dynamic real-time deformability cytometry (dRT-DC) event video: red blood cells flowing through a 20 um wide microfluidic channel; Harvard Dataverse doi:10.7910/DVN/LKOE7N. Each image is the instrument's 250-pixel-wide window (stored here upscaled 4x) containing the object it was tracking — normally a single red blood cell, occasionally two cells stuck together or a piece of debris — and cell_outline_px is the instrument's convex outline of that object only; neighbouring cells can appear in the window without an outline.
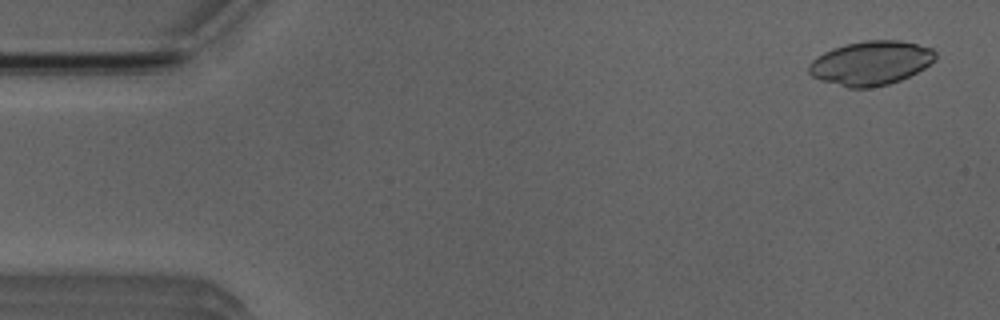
{"species": "Egyptian fruit bat (a non-hibernating species)", "species_latin": "Rousettus aegyptiacus", "temperature_condition": "room temperature", "stored_images_in_passage": 4, "camera_frame_rate_fps": 3000, "um_per_image_px": 0.085, "animal": {"sex": "male"}, "frame": {"image": 1, "passage_image": 1, "time_ms": 0.0, "image_size_px": [1000, 320], "cell_outline_px": [[936, 60], [924, 68], [900, 80], [888, 84], [868, 88], [848, 88], [820, 80], [812, 76], [808, 72], [808, 64], [816, 56], [832, 48], [844, 44], [864, 40], [900, 40], [932, 48], [936, 52]], "centroid_in_image_um": [74.0, 5.35], "position_along_channel_um": 11.0, "area_um2": 32.71}}